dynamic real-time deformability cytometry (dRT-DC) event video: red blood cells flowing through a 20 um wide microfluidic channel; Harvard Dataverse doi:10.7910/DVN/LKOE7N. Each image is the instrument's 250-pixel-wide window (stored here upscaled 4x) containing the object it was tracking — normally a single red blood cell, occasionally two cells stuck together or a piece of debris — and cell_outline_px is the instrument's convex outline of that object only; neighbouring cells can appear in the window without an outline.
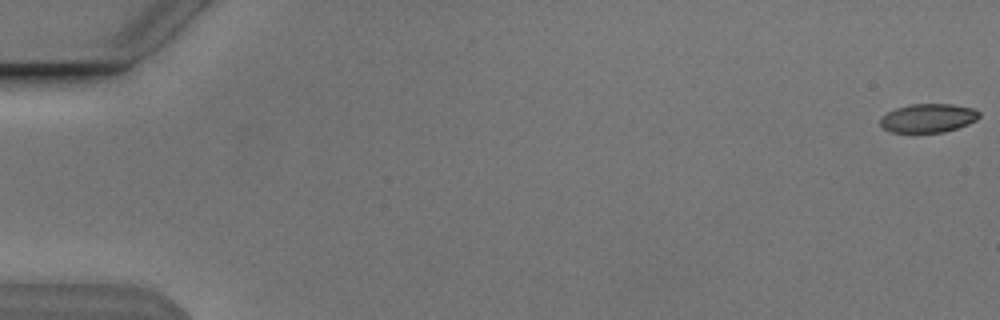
{"species": "Egyptian fruit bat (a non-hibernating species)", "species_latin": "Rousettus aegyptiacus", "temperature_condition": "cold", "stored_images_in_passage": 54, "camera_frame_rate_fps": 3000, "um_per_image_px": 0.085, "animal": {"sex": "male"}, "frame": {"image": 1, "passage_image": 1, "time_ms": 0.0, "image_size_px": [1000, 320], "cell_outline_px": [[980, 116], [976, 120], [968, 124], [944, 132], [892, 132], [884, 128], [880, 124], [880, 120], [888, 112], [896, 108], [912, 104], [952, 104], [972, 108], [980, 112]], "centroid_in_image_um": [78.92, 10.03], "position_along_channel_um": 6.1, "area_um2": 16.36}}
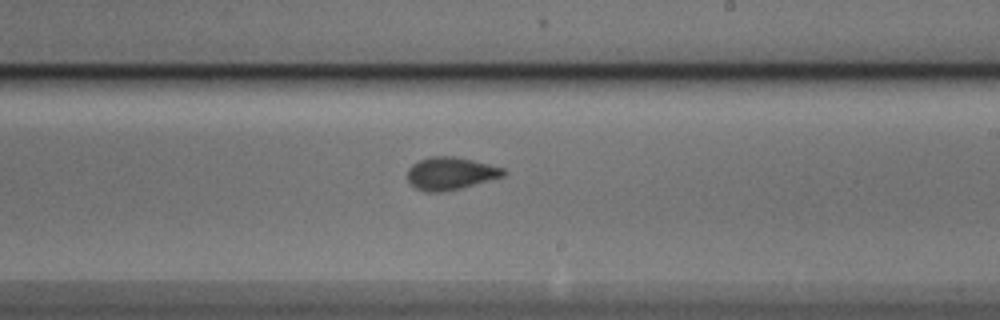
{"frame": {"image": 2, "passage_image": 33, "time_ms": 10.667, "image_size_px": [1000, 320], "cell_outline_px": [[508, 172], [504, 176], [460, 188], [444, 192], [424, 192], [408, 184], [408, 168], [412, 164], [428, 156], [452, 156], [472, 160], [504, 168]], "centroid_in_image_um": [38.27, 14.75], "position_along_channel_um": 250.7, "area_um2": 18.32}}
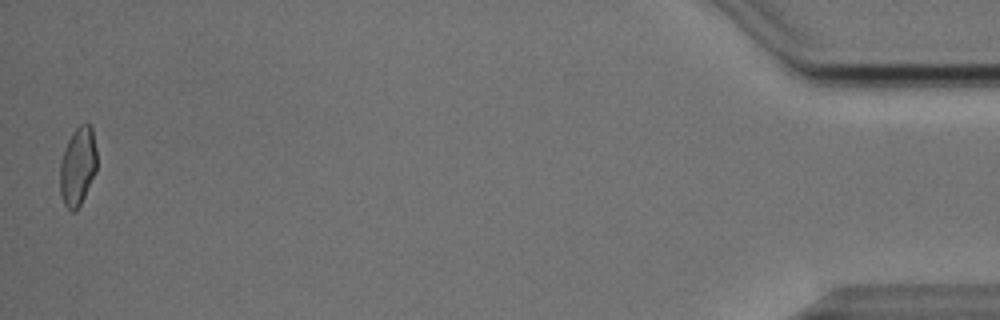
{"frame": {"image": 3, "passage_image": 54, "time_ms": 17.667, "image_size_px": [1000, 320], "cell_outline_px": [[96, 172], [76, 212], [72, 212], [64, 204], [60, 192], [60, 164], [64, 148], [72, 132], [80, 124], [88, 124], [92, 128], [96, 148]], "centroid_in_image_um": [6.6, 14.14], "position_along_channel_um": 428.6, "area_um2": 16.82}, "authors_computed_cell_mechanics": {"area_um2": 17.7446, "velocity_mm_per_s": 3.844, "shape_relaxation_time_tau1_ms": 5.0165, "shape_relaxation_time_tau2_ms": 1.1183, "deformation_change_tau1": 0.1334, "deformation_change_tau2": 0.0542}}